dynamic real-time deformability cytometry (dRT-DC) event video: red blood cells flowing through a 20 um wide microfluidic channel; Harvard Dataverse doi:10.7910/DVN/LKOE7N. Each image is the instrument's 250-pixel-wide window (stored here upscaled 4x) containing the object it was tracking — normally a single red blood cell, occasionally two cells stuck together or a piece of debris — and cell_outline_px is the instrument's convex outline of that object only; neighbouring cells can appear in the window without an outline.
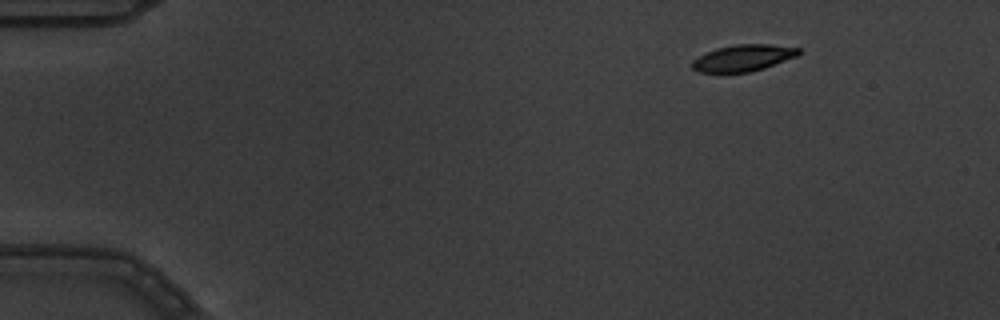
{"species": "common noctule bat (a hibernating species)", "species_latin": "Nyctalus noctula", "temperature_condition": "warm", "stored_images_in_passage": 6, "segment_of_instrument_passage": [2, 2], "camera_frame_rate_fps": 3000, "um_per_image_px": 0.085, "animal": {"sex": "male", "body_mass_g": 19.5, "forearm_length_mm": 54.6}, "frame": {"image": 1, "passage_image": 6, "time_ms": 1.667, "image_size_px": [1000, 320], "cell_outline_px": [[800, 52], [796, 56], [764, 68], [748, 72], [700, 72], [692, 68], [692, 60], [716, 48], [736, 44], [768, 44], [800, 48]], "centroid_in_image_um": [63.17, 4.92], "position_along_channel_um": 21.8, "area_um2": 16.18}}